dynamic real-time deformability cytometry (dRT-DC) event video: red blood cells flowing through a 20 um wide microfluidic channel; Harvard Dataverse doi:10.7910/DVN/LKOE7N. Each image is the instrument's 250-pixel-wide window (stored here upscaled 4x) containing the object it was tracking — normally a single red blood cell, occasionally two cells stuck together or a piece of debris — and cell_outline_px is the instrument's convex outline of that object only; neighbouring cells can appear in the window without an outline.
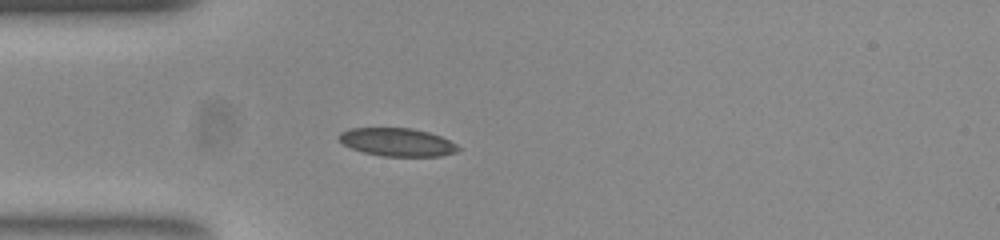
{"species": "common noctule bat (a hibernating species)", "species_latin": "Nyctalus noctula", "temperature_condition": "room temperature", "stored_images_in_passage": 39, "camera_frame_rate_fps": 3000, "um_per_image_px": 0.085, "animal": {"sex": "female", "body_mass_g": 23.0, "forearm_length_mm": 53.4}, "frame": {"image": 1, "passage_image": 1, "time_ms": 0.0, "image_size_px": [1000, 240], "cell_outline_px": [[460, 148], [456, 152], [440, 156], [384, 156], [364, 152], [352, 148], [344, 144], [336, 136], [340, 132], [348, 128], [412, 128], [428, 132], [440, 136], [456, 144]], "centroid_in_image_um": [33.74, 12.07], "position_along_channel_um": 51.3, "area_um2": 19.42}}
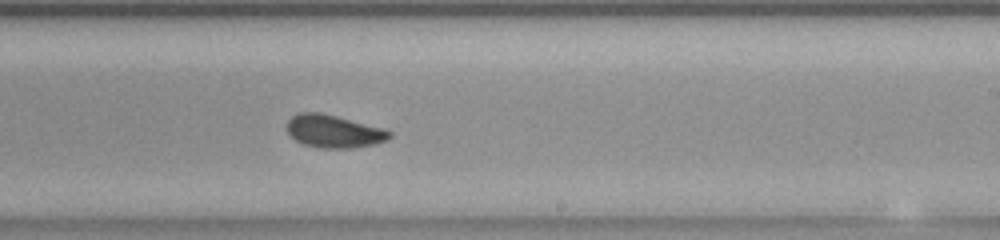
{"frame": {"image": 2, "passage_image": 18, "time_ms": 5.667, "image_size_px": [1000, 240], "cell_outline_px": [[392, 136], [388, 140], [372, 144], [352, 148], [316, 148], [304, 144], [296, 140], [288, 132], [288, 120], [296, 112], [320, 112], [384, 128], [392, 132]], "centroid_in_image_um": [28.38, 11.16], "position_along_channel_um": 260.6, "area_um2": 19.59}}
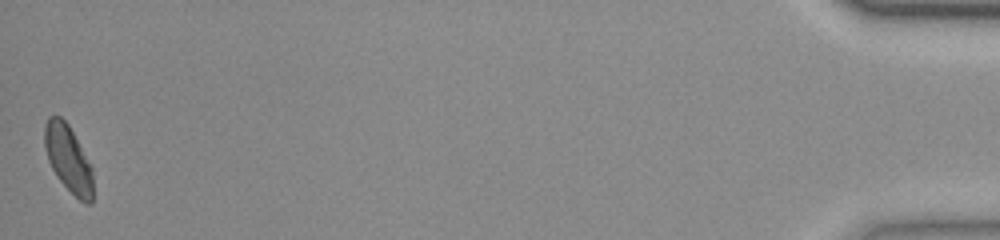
{"frame": {"image": 3, "passage_image": 39, "time_ms": 12.667, "image_size_px": [1000, 240], "cell_outline_px": [[92, 200], [88, 204], [84, 204], [56, 176], [48, 160], [44, 148], [44, 124], [48, 116], [60, 116], [68, 124], [92, 168]], "centroid_in_image_um": [5.77, 13.46], "position_along_channel_um": 429.4, "area_um2": 18.55}, "authors_computed_cell_mechanics": {"area_um2": 19.4208, "velocity_mm_per_s": 3.8351, "shape_relaxation_time_tau1_ms": 10.0707, "shape_relaxation_time_tau2_ms": 1.9926, "deformation_change_tau1": 0.2266, "deformation_change_tau2": 0.0616}}